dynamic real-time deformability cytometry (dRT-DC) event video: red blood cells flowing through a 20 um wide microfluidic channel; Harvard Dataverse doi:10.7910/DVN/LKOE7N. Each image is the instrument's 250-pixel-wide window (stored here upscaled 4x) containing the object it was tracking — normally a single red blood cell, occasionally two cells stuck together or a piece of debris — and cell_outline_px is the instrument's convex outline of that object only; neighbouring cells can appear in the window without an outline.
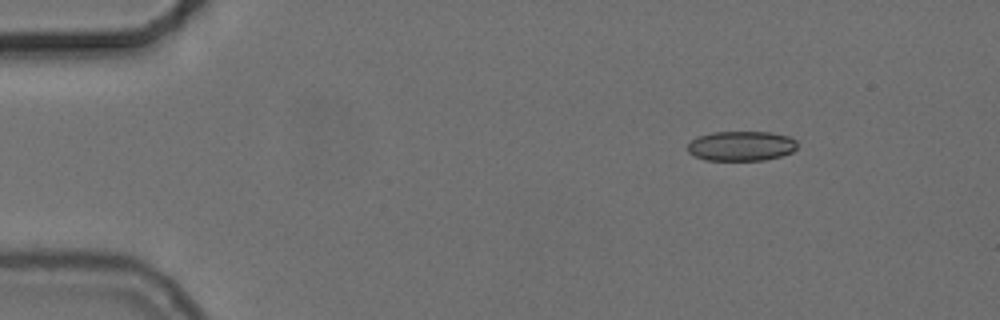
{"species": "common noctule bat (a hibernating species)", "species_latin": "Nyctalus noctula", "temperature_condition": "cold", "stored_images_in_passage": 41, "camera_frame_rate_fps": 3000, "um_per_image_px": 0.085, "animal": {"sex": "female", "body_mass_g": 24.6, "forearm_length_mm": 56.2}, "frame": {"image": 1, "passage_image": 1, "time_ms": 0.0, "image_size_px": [1000, 320], "cell_outline_px": [[796, 148], [792, 152], [780, 156], [764, 160], [704, 160], [688, 152], [688, 144], [692, 140], [700, 136], [712, 132], [772, 132], [788, 136], [796, 140]], "centroid_in_image_um": [63.01, 12.4], "position_along_channel_um": 22.0, "area_um2": 18.96}}
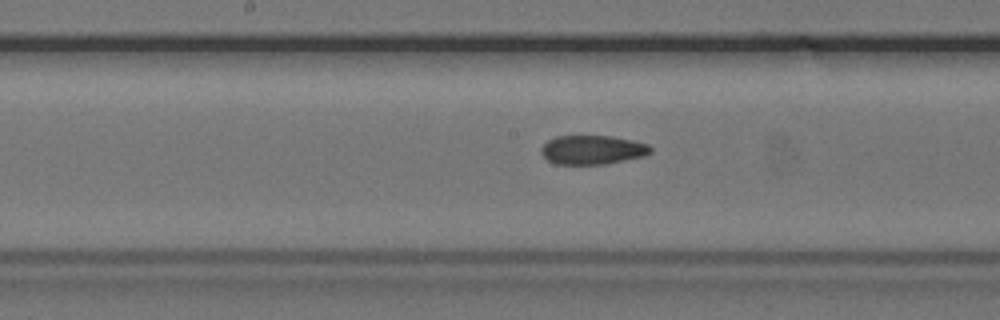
{"frame": {"image": 2, "passage_image": 22, "time_ms": 7.0, "image_size_px": [1000, 320], "cell_outline_px": [[652, 152], [644, 156], [604, 164], [556, 164], [548, 160], [540, 152], [540, 148], [548, 140], [556, 136], [612, 136], [632, 140], [648, 144], [652, 148]], "centroid_in_image_um": [50.36, 12.73], "position_along_channel_um": 197.8, "area_um2": 18.5}}
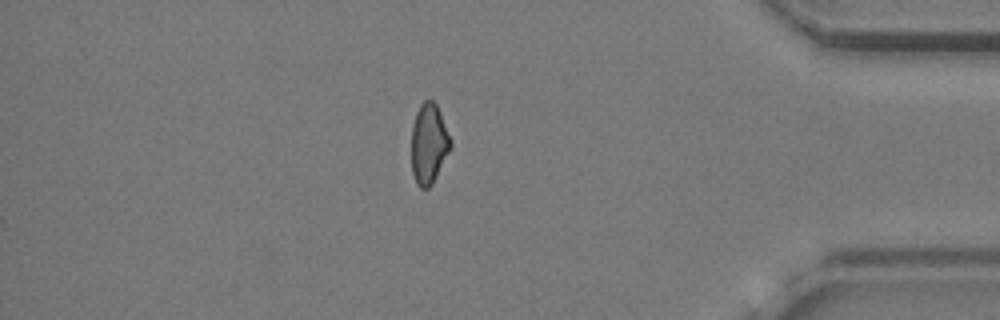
{"frame": {"image": 3, "passage_image": 41, "time_ms": 13.333, "image_size_px": [1000, 320], "cell_outline_px": [[452, 148], [432, 184], [428, 188], [420, 188], [416, 184], [412, 172], [412, 128], [416, 112], [420, 104], [424, 100], [432, 100], [436, 104], [440, 112], [452, 140]], "centroid_in_image_um": [36.46, 12.22], "position_along_channel_um": 398.7, "area_um2": 18.44}, "authors_computed_cell_mechanics": {"area_um2": 19.1318, "velocity_mm_per_s": 3.7284, "shape_relaxation_time_tau1_ms": null, "shape_relaxation_time_tau2_ms": 5.4027, "deformation_change_tau1": null, "deformation_change_tau2": 0.1164}}